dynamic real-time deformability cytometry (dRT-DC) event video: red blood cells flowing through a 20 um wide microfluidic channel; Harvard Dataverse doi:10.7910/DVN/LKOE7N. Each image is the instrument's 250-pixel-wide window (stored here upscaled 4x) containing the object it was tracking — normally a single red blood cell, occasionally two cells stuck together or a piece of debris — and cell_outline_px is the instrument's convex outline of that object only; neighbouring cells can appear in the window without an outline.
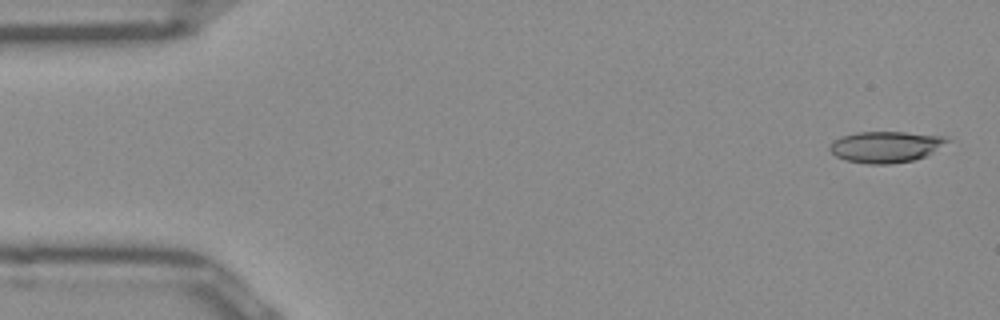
{"species": "Egyptian fruit bat (a non-hibernating species)", "species_latin": "Rousettus aegyptiacus", "temperature_condition": "room temperature", "stored_images_in_passage": 50, "camera_frame_rate_fps": 3000, "um_per_image_px": 0.085, "frame": {"image": 1, "passage_image": 2, "time_ms": 0.333, "image_size_px": [1000, 320], "cell_outline_px": [[952, 140], [932, 152], [924, 156], [912, 160], [892, 164], [868, 164], [844, 160], [836, 156], [828, 148], [832, 140], [840, 136], [856, 132], [904, 132], [948, 136]], "centroid_in_image_um": [75.27, 12.47], "position_along_channel_um": 9.7, "area_um2": 21.56}}
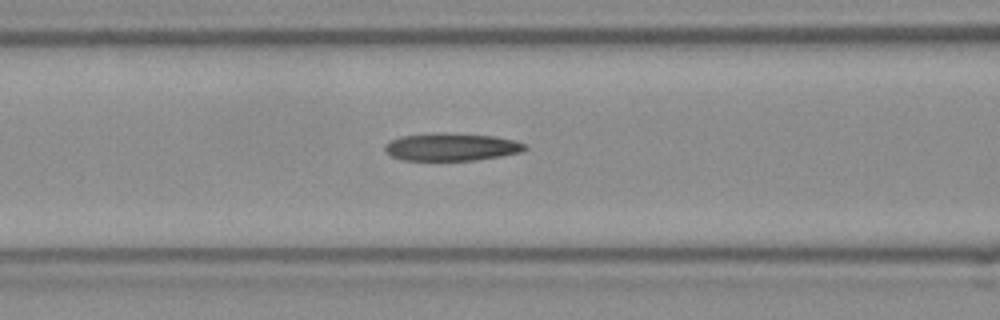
{"frame": {"image": 2, "passage_image": 20, "time_ms": 6.333, "image_size_px": [1000, 320], "cell_outline_px": [[528, 148], [520, 152], [500, 156], [476, 160], [404, 160], [392, 156], [384, 152], [384, 144], [400, 136], [492, 136], [512, 140], [524, 144]], "centroid_in_image_um": [38.35, 12.55], "position_along_channel_um": 128.3, "area_um2": 21.1}}
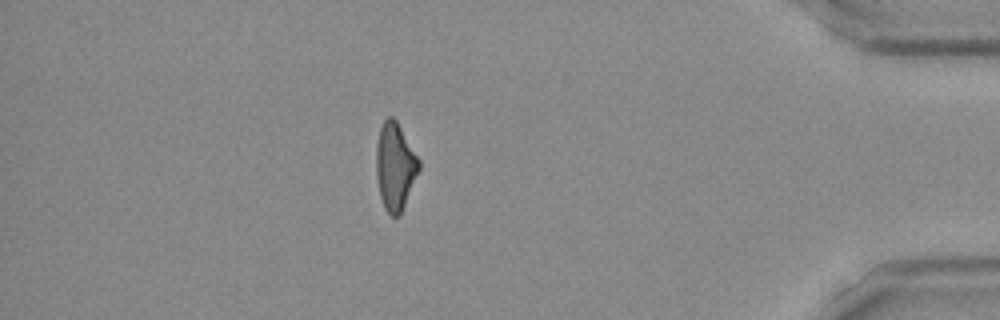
{"frame": {"image": 3, "passage_image": 44, "time_ms": 14.333, "image_size_px": [1000, 320], "cell_outline_px": [[420, 168], [400, 216], [392, 216], [384, 208], [380, 196], [376, 176], [376, 144], [380, 128], [384, 120], [388, 116], [392, 116], [396, 120], [420, 160]], "centroid_in_image_um": [33.57, 14.15], "position_along_channel_um": 401.6, "area_um2": 21.73}, "authors_computed_cell_mechanics": {"area_um2": 22.2241, "velocity_mm_per_s": 3.995, "shape_relaxation_time_tau1_ms": null, "shape_relaxation_time_tau2_ms": 4.077, "deformation_change_tau1": null, "deformation_change_tau2": 0.1519}}